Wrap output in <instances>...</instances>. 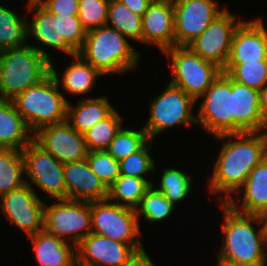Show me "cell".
Masks as SVG:
<instances>
[{"mask_svg": "<svg viewBox=\"0 0 267 266\" xmlns=\"http://www.w3.org/2000/svg\"><path fill=\"white\" fill-rule=\"evenodd\" d=\"M169 59L171 84L181 88L196 102L223 72L217 64L202 59L188 46H173L163 52Z\"/></svg>", "mask_w": 267, "mask_h": 266, "instance_id": "obj_6", "label": "cell"}, {"mask_svg": "<svg viewBox=\"0 0 267 266\" xmlns=\"http://www.w3.org/2000/svg\"><path fill=\"white\" fill-rule=\"evenodd\" d=\"M34 134L12 100L0 99V148L22 151Z\"/></svg>", "mask_w": 267, "mask_h": 266, "instance_id": "obj_24", "label": "cell"}, {"mask_svg": "<svg viewBox=\"0 0 267 266\" xmlns=\"http://www.w3.org/2000/svg\"><path fill=\"white\" fill-rule=\"evenodd\" d=\"M149 119L143 126L150 140L176 125L197 124L192 108L196 101L181 88L168 83L163 92L149 103Z\"/></svg>", "mask_w": 267, "mask_h": 266, "instance_id": "obj_9", "label": "cell"}, {"mask_svg": "<svg viewBox=\"0 0 267 266\" xmlns=\"http://www.w3.org/2000/svg\"><path fill=\"white\" fill-rule=\"evenodd\" d=\"M262 18L243 21L233 35L226 64L267 60V29Z\"/></svg>", "mask_w": 267, "mask_h": 266, "instance_id": "obj_17", "label": "cell"}, {"mask_svg": "<svg viewBox=\"0 0 267 266\" xmlns=\"http://www.w3.org/2000/svg\"><path fill=\"white\" fill-rule=\"evenodd\" d=\"M63 168L66 199L92 202L108 198V188L92 171L86 158L66 162Z\"/></svg>", "mask_w": 267, "mask_h": 266, "instance_id": "obj_19", "label": "cell"}, {"mask_svg": "<svg viewBox=\"0 0 267 266\" xmlns=\"http://www.w3.org/2000/svg\"><path fill=\"white\" fill-rule=\"evenodd\" d=\"M152 1H169V0H152Z\"/></svg>", "mask_w": 267, "mask_h": 266, "instance_id": "obj_47", "label": "cell"}, {"mask_svg": "<svg viewBox=\"0 0 267 266\" xmlns=\"http://www.w3.org/2000/svg\"><path fill=\"white\" fill-rule=\"evenodd\" d=\"M122 116L114 110L107 118L99 121L83 133L89 151L106 150L123 126Z\"/></svg>", "mask_w": 267, "mask_h": 266, "instance_id": "obj_31", "label": "cell"}, {"mask_svg": "<svg viewBox=\"0 0 267 266\" xmlns=\"http://www.w3.org/2000/svg\"><path fill=\"white\" fill-rule=\"evenodd\" d=\"M221 210L225 218L221 228L224 240L217 261L228 266H266L267 235L261 216L236 212L227 203H221Z\"/></svg>", "mask_w": 267, "mask_h": 266, "instance_id": "obj_2", "label": "cell"}, {"mask_svg": "<svg viewBox=\"0 0 267 266\" xmlns=\"http://www.w3.org/2000/svg\"><path fill=\"white\" fill-rule=\"evenodd\" d=\"M241 188L235 198L242 192L243 198H238L242 204L234 197L227 204L236 212L262 216L267 211V157L251 170Z\"/></svg>", "mask_w": 267, "mask_h": 266, "instance_id": "obj_21", "label": "cell"}, {"mask_svg": "<svg viewBox=\"0 0 267 266\" xmlns=\"http://www.w3.org/2000/svg\"><path fill=\"white\" fill-rule=\"evenodd\" d=\"M173 6L175 46H188L225 10L213 0H173Z\"/></svg>", "mask_w": 267, "mask_h": 266, "instance_id": "obj_12", "label": "cell"}, {"mask_svg": "<svg viewBox=\"0 0 267 266\" xmlns=\"http://www.w3.org/2000/svg\"><path fill=\"white\" fill-rule=\"evenodd\" d=\"M261 218L263 221L265 234L267 235V211L261 216Z\"/></svg>", "mask_w": 267, "mask_h": 266, "instance_id": "obj_44", "label": "cell"}, {"mask_svg": "<svg viewBox=\"0 0 267 266\" xmlns=\"http://www.w3.org/2000/svg\"><path fill=\"white\" fill-rule=\"evenodd\" d=\"M222 70L232 80L258 91L267 84V60L226 64Z\"/></svg>", "mask_w": 267, "mask_h": 266, "instance_id": "obj_33", "label": "cell"}, {"mask_svg": "<svg viewBox=\"0 0 267 266\" xmlns=\"http://www.w3.org/2000/svg\"><path fill=\"white\" fill-rule=\"evenodd\" d=\"M149 141L150 139L143 127L139 130H131L122 126L106 151L120 161L142 149Z\"/></svg>", "mask_w": 267, "mask_h": 266, "instance_id": "obj_35", "label": "cell"}, {"mask_svg": "<svg viewBox=\"0 0 267 266\" xmlns=\"http://www.w3.org/2000/svg\"><path fill=\"white\" fill-rule=\"evenodd\" d=\"M233 134L262 132L267 121L260 110L259 91L232 80Z\"/></svg>", "mask_w": 267, "mask_h": 266, "instance_id": "obj_20", "label": "cell"}, {"mask_svg": "<svg viewBox=\"0 0 267 266\" xmlns=\"http://www.w3.org/2000/svg\"><path fill=\"white\" fill-rule=\"evenodd\" d=\"M22 151L0 148V197L25 184Z\"/></svg>", "mask_w": 267, "mask_h": 266, "instance_id": "obj_28", "label": "cell"}, {"mask_svg": "<svg viewBox=\"0 0 267 266\" xmlns=\"http://www.w3.org/2000/svg\"><path fill=\"white\" fill-rule=\"evenodd\" d=\"M59 40H66L77 52L86 37L78 16L58 15Z\"/></svg>", "mask_w": 267, "mask_h": 266, "instance_id": "obj_39", "label": "cell"}, {"mask_svg": "<svg viewBox=\"0 0 267 266\" xmlns=\"http://www.w3.org/2000/svg\"><path fill=\"white\" fill-rule=\"evenodd\" d=\"M40 266H77L76 247L44 229L29 236Z\"/></svg>", "mask_w": 267, "mask_h": 266, "instance_id": "obj_23", "label": "cell"}, {"mask_svg": "<svg viewBox=\"0 0 267 266\" xmlns=\"http://www.w3.org/2000/svg\"><path fill=\"white\" fill-rule=\"evenodd\" d=\"M260 110L267 121V84L259 91Z\"/></svg>", "mask_w": 267, "mask_h": 266, "instance_id": "obj_43", "label": "cell"}, {"mask_svg": "<svg viewBox=\"0 0 267 266\" xmlns=\"http://www.w3.org/2000/svg\"><path fill=\"white\" fill-rule=\"evenodd\" d=\"M126 266H154L151 258L147 255L146 251L138 254L129 264Z\"/></svg>", "mask_w": 267, "mask_h": 266, "instance_id": "obj_42", "label": "cell"}, {"mask_svg": "<svg viewBox=\"0 0 267 266\" xmlns=\"http://www.w3.org/2000/svg\"><path fill=\"white\" fill-rule=\"evenodd\" d=\"M216 139L225 142L213 163L208 188L212 194H220V203H227L240 191L251 170L267 157L266 141L262 132L225 134Z\"/></svg>", "mask_w": 267, "mask_h": 266, "instance_id": "obj_1", "label": "cell"}, {"mask_svg": "<svg viewBox=\"0 0 267 266\" xmlns=\"http://www.w3.org/2000/svg\"><path fill=\"white\" fill-rule=\"evenodd\" d=\"M159 188L152 186L160 191L174 206L176 203L186 199L192 188V177L181 169L165 168L161 174Z\"/></svg>", "mask_w": 267, "mask_h": 266, "instance_id": "obj_32", "label": "cell"}, {"mask_svg": "<svg viewBox=\"0 0 267 266\" xmlns=\"http://www.w3.org/2000/svg\"><path fill=\"white\" fill-rule=\"evenodd\" d=\"M44 205L43 229L75 247L91 232V202L56 199ZM72 241V242H71Z\"/></svg>", "mask_w": 267, "mask_h": 266, "instance_id": "obj_8", "label": "cell"}, {"mask_svg": "<svg viewBox=\"0 0 267 266\" xmlns=\"http://www.w3.org/2000/svg\"><path fill=\"white\" fill-rule=\"evenodd\" d=\"M72 58L74 62L64 69L61 80L53 65L54 62H50V73L56 83L58 85L61 83V87L70 95L79 96L87 94L96 85L94 84L96 83V78L103 75L78 53L72 55Z\"/></svg>", "mask_w": 267, "mask_h": 266, "instance_id": "obj_25", "label": "cell"}, {"mask_svg": "<svg viewBox=\"0 0 267 266\" xmlns=\"http://www.w3.org/2000/svg\"><path fill=\"white\" fill-rule=\"evenodd\" d=\"M33 140L61 163L81 161L89 152L83 134L67 121L39 128Z\"/></svg>", "mask_w": 267, "mask_h": 266, "instance_id": "obj_15", "label": "cell"}, {"mask_svg": "<svg viewBox=\"0 0 267 266\" xmlns=\"http://www.w3.org/2000/svg\"><path fill=\"white\" fill-rule=\"evenodd\" d=\"M128 7L132 12L139 16H143L152 0H117Z\"/></svg>", "mask_w": 267, "mask_h": 266, "instance_id": "obj_41", "label": "cell"}, {"mask_svg": "<svg viewBox=\"0 0 267 266\" xmlns=\"http://www.w3.org/2000/svg\"><path fill=\"white\" fill-rule=\"evenodd\" d=\"M226 8L188 47L202 59L224 68L229 58L235 30L244 20H236Z\"/></svg>", "mask_w": 267, "mask_h": 266, "instance_id": "obj_13", "label": "cell"}, {"mask_svg": "<svg viewBox=\"0 0 267 266\" xmlns=\"http://www.w3.org/2000/svg\"><path fill=\"white\" fill-rule=\"evenodd\" d=\"M54 15L78 16L79 0H37Z\"/></svg>", "mask_w": 267, "mask_h": 266, "instance_id": "obj_40", "label": "cell"}, {"mask_svg": "<svg viewBox=\"0 0 267 266\" xmlns=\"http://www.w3.org/2000/svg\"><path fill=\"white\" fill-rule=\"evenodd\" d=\"M27 7L28 11L34 12L32 22L27 21V39L33 37L43 46L68 56L78 53L66 40H59L58 15L50 13L37 0L27 1Z\"/></svg>", "mask_w": 267, "mask_h": 266, "instance_id": "obj_22", "label": "cell"}, {"mask_svg": "<svg viewBox=\"0 0 267 266\" xmlns=\"http://www.w3.org/2000/svg\"><path fill=\"white\" fill-rule=\"evenodd\" d=\"M216 266H228V265H226V264H223V263H221V262H218V261H217V264H216Z\"/></svg>", "mask_w": 267, "mask_h": 266, "instance_id": "obj_46", "label": "cell"}, {"mask_svg": "<svg viewBox=\"0 0 267 266\" xmlns=\"http://www.w3.org/2000/svg\"><path fill=\"white\" fill-rule=\"evenodd\" d=\"M262 133H263L265 141H266V152H267V124L264 126Z\"/></svg>", "mask_w": 267, "mask_h": 266, "instance_id": "obj_45", "label": "cell"}, {"mask_svg": "<svg viewBox=\"0 0 267 266\" xmlns=\"http://www.w3.org/2000/svg\"><path fill=\"white\" fill-rule=\"evenodd\" d=\"M154 181L135 176L120 175L108 188V200L135 209Z\"/></svg>", "mask_w": 267, "mask_h": 266, "instance_id": "obj_27", "label": "cell"}, {"mask_svg": "<svg viewBox=\"0 0 267 266\" xmlns=\"http://www.w3.org/2000/svg\"><path fill=\"white\" fill-rule=\"evenodd\" d=\"M139 253L129 244L90 233L76 246L77 266H126Z\"/></svg>", "mask_w": 267, "mask_h": 266, "instance_id": "obj_16", "label": "cell"}, {"mask_svg": "<svg viewBox=\"0 0 267 266\" xmlns=\"http://www.w3.org/2000/svg\"><path fill=\"white\" fill-rule=\"evenodd\" d=\"M51 73L12 99L30 130L66 121L68 100Z\"/></svg>", "mask_w": 267, "mask_h": 266, "instance_id": "obj_5", "label": "cell"}, {"mask_svg": "<svg viewBox=\"0 0 267 266\" xmlns=\"http://www.w3.org/2000/svg\"><path fill=\"white\" fill-rule=\"evenodd\" d=\"M174 209L175 206L160 191L151 186L141 198L135 212L138 220L139 216L143 215L145 220L156 223L170 217Z\"/></svg>", "mask_w": 267, "mask_h": 266, "instance_id": "obj_34", "label": "cell"}, {"mask_svg": "<svg viewBox=\"0 0 267 266\" xmlns=\"http://www.w3.org/2000/svg\"><path fill=\"white\" fill-rule=\"evenodd\" d=\"M142 43L163 53L175 46L173 0L153 1L142 16Z\"/></svg>", "mask_w": 267, "mask_h": 266, "instance_id": "obj_18", "label": "cell"}, {"mask_svg": "<svg viewBox=\"0 0 267 266\" xmlns=\"http://www.w3.org/2000/svg\"><path fill=\"white\" fill-rule=\"evenodd\" d=\"M153 140H150L142 149L128 155L119 161L120 175L146 178L147 173L155 170L156 165L153 156L149 154Z\"/></svg>", "mask_w": 267, "mask_h": 266, "instance_id": "obj_36", "label": "cell"}, {"mask_svg": "<svg viewBox=\"0 0 267 266\" xmlns=\"http://www.w3.org/2000/svg\"><path fill=\"white\" fill-rule=\"evenodd\" d=\"M27 18L0 5V51L27 45Z\"/></svg>", "mask_w": 267, "mask_h": 266, "instance_id": "obj_29", "label": "cell"}, {"mask_svg": "<svg viewBox=\"0 0 267 266\" xmlns=\"http://www.w3.org/2000/svg\"><path fill=\"white\" fill-rule=\"evenodd\" d=\"M38 196L33 187L24 184L0 197L2 214L28 237L43 230L45 203Z\"/></svg>", "mask_w": 267, "mask_h": 266, "instance_id": "obj_14", "label": "cell"}, {"mask_svg": "<svg viewBox=\"0 0 267 266\" xmlns=\"http://www.w3.org/2000/svg\"><path fill=\"white\" fill-rule=\"evenodd\" d=\"M51 58L42 47L30 44L0 51V99L12 100L45 79Z\"/></svg>", "mask_w": 267, "mask_h": 266, "instance_id": "obj_3", "label": "cell"}, {"mask_svg": "<svg viewBox=\"0 0 267 266\" xmlns=\"http://www.w3.org/2000/svg\"><path fill=\"white\" fill-rule=\"evenodd\" d=\"M22 157L24 175L29 178L25 179V184L30 187L35 184L47 194L46 198L66 199L64 163L58 161L34 140L22 150Z\"/></svg>", "mask_w": 267, "mask_h": 266, "instance_id": "obj_11", "label": "cell"}, {"mask_svg": "<svg viewBox=\"0 0 267 266\" xmlns=\"http://www.w3.org/2000/svg\"><path fill=\"white\" fill-rule=\"evenodd\" d=\"M201 97L198 125L214 137L233 134L232 79L222 72Z\"/></svg>", "mask_w": 267, "mask_h": 266, "instance_id": "obj_10", "label": "cell"}, {"mask_svg": "<svg viewBox=\"0 0 267 266\" xmlns=\"http://www.w3.org/2000/svg\"><path fill=\"white\" fill-rule=\"evenodd\" d=\"M109 3L110 0H79L78 18L86 32L106 25Z\"/></svg>", "mask_w": 267, "mask_h": 266, "instance_id": "obj_38", "label": "cell"}, {"mask_svg": "<svg viewBox=\"0 0 267 266\" xmlns=\"http://www.w3.org/2000/svg\"><path fill=\"white\" fill-rule=\"evenodd\" d=\"M142 16L132 12L123 3L110 0L106 25L115 28L130 40L142 42Z\"/></svg>", "mask_w": 267, "mask_h": 266, "instance_id": "obj_30", "label": "cell"}, {"mask_svg": "<svg viewBox=\"0 0 267 266\" xmlns=\"http://www.w3.org/2000/svg\"><path fill=\"white\" fill-rule=\"evenodd\" d=\"M86 159L92 171L107 188L120 176L119 161L106 150L89 151Z\"/></svg>", "mask_w": 267, "mask_h": 266, "instance_id": "obj_37", "label": "cell"}, {"mask_svg": "<svg viewBox=\"0 0 267 266\" xmlns=\"http://www.w3.org/2000/svg\"><path fill=\"white\" fill-rule=\"evenodd\" d=\"M135 209L108 199L91 202L92 233L131 245L139 254L145 252L140 242V228Z\"/></svg>", "mask_w": 267, "mask_h": 266, "instance_id": "obj_7", "label": "cell"}, {"mask_svg": "<svg viewBox=\"0 0 267 266\" xmlns=\"http://www.w3.org/2000/svg\"><path fill=\"white\" fill-rule=\"evenodd\" d=\"M114 110L115 108L105 96L91 99L80 97L76 106H72L68 101L66 121L73 129L83 134L93 125L107 118Z\"/></svg>", "mask_w": 267, "mask_h": 266, "instance_id": "obj_26", "label": "cell"}, {"mask_svg": "<svg viewBox=\"0 0 267 266\" xmlns=\"http://www.w3.org/2000/svg\"><path fill=\"white\" fill-rule=\"evenodd\" d=\"M130 39L107 25L87 31L78 54L103 76L125 74L138 66L139 51Z\"/></svg>", "mask_w": 267, "mask_h": 266, "instance_id": "obj_4", "label": "cell"}]
</instances>
